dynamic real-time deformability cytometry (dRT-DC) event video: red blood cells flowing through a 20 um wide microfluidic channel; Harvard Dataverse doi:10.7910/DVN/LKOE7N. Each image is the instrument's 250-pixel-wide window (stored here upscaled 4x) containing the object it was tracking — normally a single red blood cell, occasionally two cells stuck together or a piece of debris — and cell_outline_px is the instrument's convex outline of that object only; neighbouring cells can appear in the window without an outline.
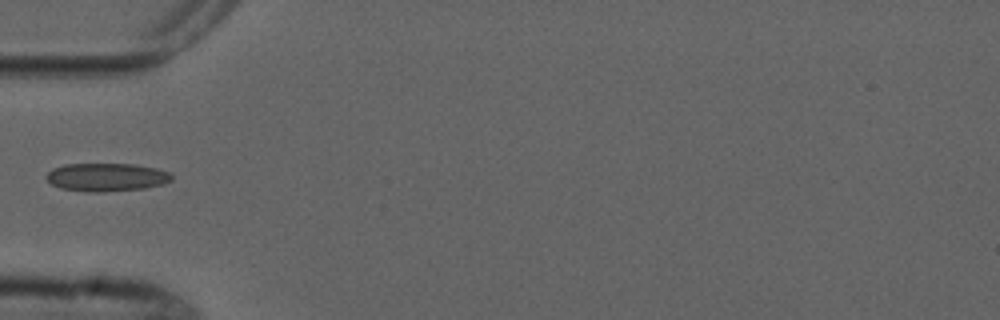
{"species": "common noctule bat (a hibernating species)", "species_latin": "Nyctalus noctula", "temperature_condition": "cold", "stored_images_in_passage": 7, "camera_frame_rate_fps": 3000, "um_per_image_px": 0.085, "animal": {"sex": "male", "forearm_length_mm": 52.5}, "frame": {"image": 1, "passage_image": 4, "time_ms": 4.667, "image_size_px": [1000, 320], "cell_outline_px": [[172, 180], [164, 184], [144, 188], [104, 192], [88, 192], [60, 188], [52, 184], [44, 176], [52, 168], [64, 164], [136, 164], [156, 168], [172, 172]], "centroid_in_image_um": [9.07, 15.06], "position_along_channel_um": 75.9, "area_um2": 20.81}}
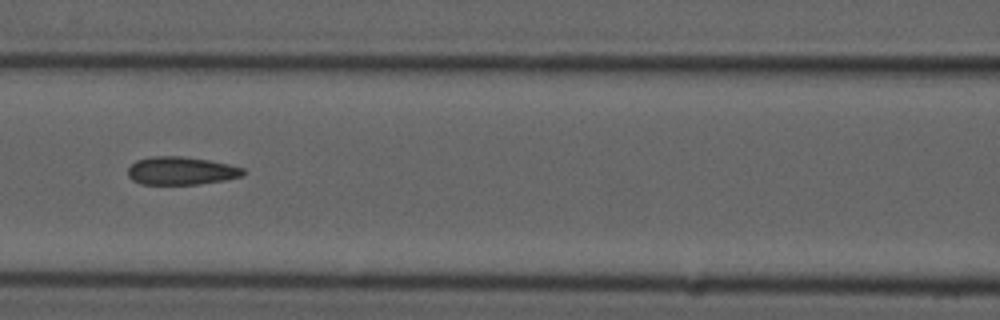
{"frame": {"image": 2, "passage_image": 6, "time_ms": 6.667, "image_size_px": [1000, 320], "cell_outline_px": [[244, 176], [224, 180], [200, 184], [140, 184], [132, 180], [128, 176], [128, 168], [136, 160], [152, 156], [180, 156], [208, 160], [228, 164], [244, 168]], "centroid_in_image_um": [15.39, 14.52], "position_along_channel_um": 151.2, "area_um2": 18.84}}
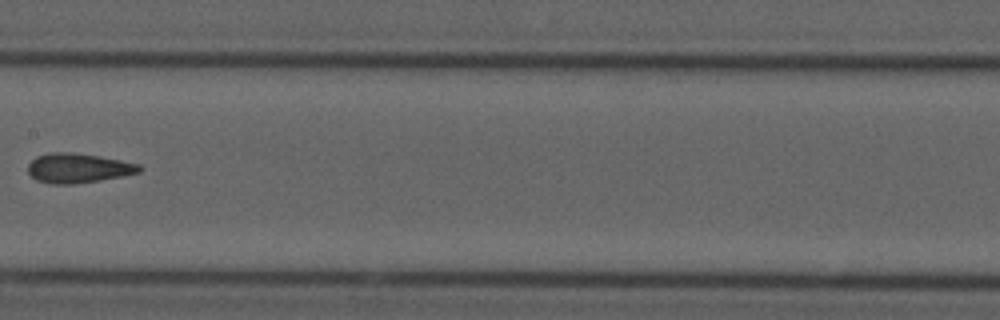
{"frame": {"image": 3, "passage_image": 7, "time_ms": 8.0, "image_size_px": [1000, 320], "cell_outline_px": [[144, 168], [140, 172], [100, 180], [72, 184], [48, 184], [36, 180], [28, 172], [28, 164], [36, 156], [52, 152], [72, 152], [100, 156], [140, 164]], "centroid_in_image_um": [6.63, 14.28], "position_along_channel_um": 200.8, "area_um2": 19.25}}